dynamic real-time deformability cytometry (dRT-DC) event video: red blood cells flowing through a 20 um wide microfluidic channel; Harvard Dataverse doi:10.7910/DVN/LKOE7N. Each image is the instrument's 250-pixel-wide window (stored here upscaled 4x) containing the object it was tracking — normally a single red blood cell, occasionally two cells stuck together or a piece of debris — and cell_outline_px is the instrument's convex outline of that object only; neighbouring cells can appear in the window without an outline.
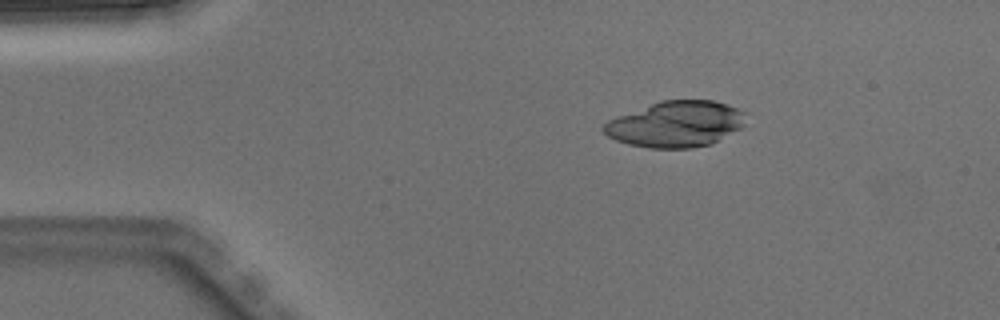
{"species": "Egyptian fruit bat (a non-hibernating species)", "species_latin": "Rousettus aegyptiacus", "temperature_condition": "warm", "stored_images_in_passage": 4, "camera_frame_rate_fps": 3000, "um_per_image_px": 0.085, "animal": {"sex": "male"}, "frame": {"image": 1, "passage_image": 2, "time_ms": 0.333, "image_size_px": [1000, 320], "cell_outline_px": [[744, 124], [740, 128], [712, 144], [692, 148], [652, 148], [628, 144], [616, 140], [608, 136], [600, 128], [608, 120], [616, 116], [660, 100], [712, 100], [736, 108], [744, 112]], "centroid_in_image_um": [57.41, 10.55], "position_along_channel_um": 27.6, "area_um2": 37.97}}